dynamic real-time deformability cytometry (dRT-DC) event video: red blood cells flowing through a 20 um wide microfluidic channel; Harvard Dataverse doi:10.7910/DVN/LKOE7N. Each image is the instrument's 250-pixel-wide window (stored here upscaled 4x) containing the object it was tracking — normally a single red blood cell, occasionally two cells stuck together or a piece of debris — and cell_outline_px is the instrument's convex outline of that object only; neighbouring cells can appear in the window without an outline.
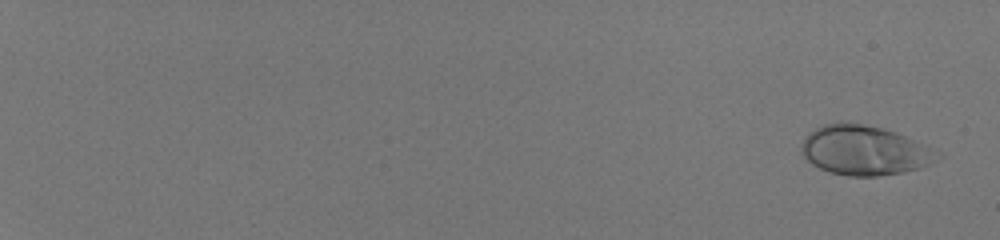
{"species": "human", "species_latin": "Homo sapiens", "temperature_condition": "room temperature", "stored_images_in_passage": 57, "camera_frame_rate_fps": 3000, "um_per_image_px": 0.085, "donor": {"sex": "male"}, "frame": {"image": 1, "passage_image": 4, "time_ms": 1.0, "image_size_px": [1000, 240], "cell_outline_px": [[944, 156], [920, 168], [900, 172], [876, 176], [848, 176], [828, 172], [812, 164], [800, 152], [800, 144], [804, 136], [808, 132], [824, 124], [836, 120], [840, 120], [884, 128], [896, 132], [944, 152]], "centroid_in_image_um": [73.47, 12.75], "position_along_channel_um": 11.5, "area_um2": 40.0}}
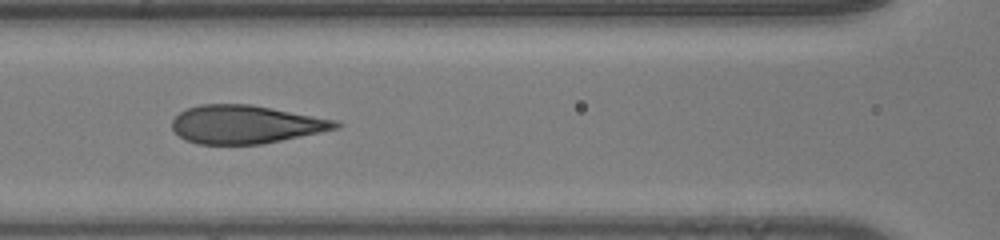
{"frame": {"image": 2, "passage_image": 33, "time_ms": 10.667, "image_size_px": [1000, 240], "cell_outline_px": [[344, 124], [340, 128], [260, 144], [196, 144], [184, 140], [172, 128], [172, 120], [184, 108], [200, 104], [252, 104], [336, 120]], "centroid_in_image_um": [20.86, 10.56], "position_along_channel_um": 145.7, "area_um2": 36.53}}
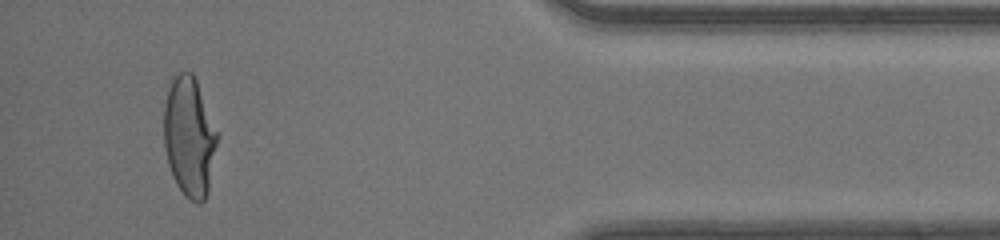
{"frame": {"image": 3, "passage_image": 55, "time_ms": 18.0, "image_size_px": [1000, 240], "cell_outline_px": [[216, 144], [208, 192], [204, 200], [200, 204], [184, 196], [176, 184], [172, 176], [168, 164], [164, 144], [164, 104], [168, 88], [172, 76], [180, 72], [192, 72], [196, 80], [216, 132]], "centroid_in_image_um": [16.05, 11.64], "position_along_channel_um": 419.2, "area_um2": 36.7}, "authors_computed_cell_mechanics": {"area_um2": 36.9342, "velocity_mm_per_s": 4.1849, "shape_relaxation_time_tau1_ms": 8.2284, "shape_relaxation_time_tau2_ms": null, "deformation_change_tau1": 0.2971, "deformation_change_tau2": null}}